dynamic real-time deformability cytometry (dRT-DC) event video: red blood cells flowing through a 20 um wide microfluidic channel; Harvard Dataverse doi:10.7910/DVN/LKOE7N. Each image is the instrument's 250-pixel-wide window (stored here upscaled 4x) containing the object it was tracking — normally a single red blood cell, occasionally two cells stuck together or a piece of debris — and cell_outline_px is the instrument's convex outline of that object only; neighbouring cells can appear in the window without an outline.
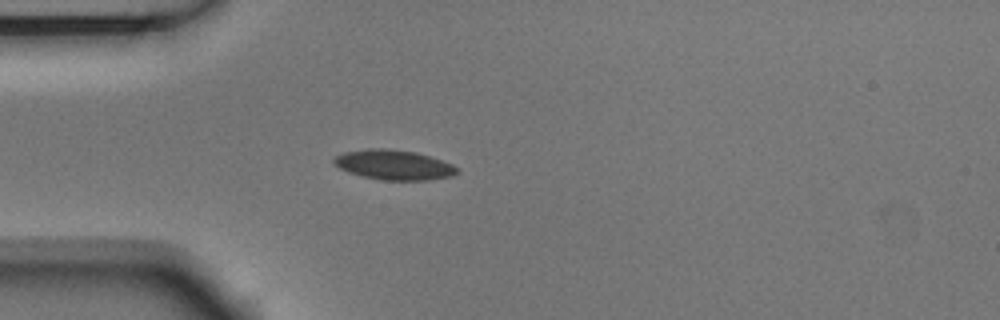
{"species": "Egyptian fruit bat (a non-hibernating species)", "species_latin": "Rousettus aegyptiacus", "temperature_condition": "room temperature", "stored_images_in_passage": 4, "camera_frame_rate_fps": 3000, "um_per_image_px": 0.085, "animal": {"sex": "male"}, "frame": {"image": 1, "passage_image": 3, "time_ms": 0.667, "image_size_px": [1000, 320], "cell_outline_px": [[460, 168], [452, 176], [428, 180], [380, 180], [348, 172], [340, 168], [332, 160], [336, 156], [344, 152], [368, 148], [388, 148], [416, 152], [452, 164]], "centroid_in_image_um": [33.47, 14.01], "position_along_channel_um": 51.5, "area_um2": 21.33}}